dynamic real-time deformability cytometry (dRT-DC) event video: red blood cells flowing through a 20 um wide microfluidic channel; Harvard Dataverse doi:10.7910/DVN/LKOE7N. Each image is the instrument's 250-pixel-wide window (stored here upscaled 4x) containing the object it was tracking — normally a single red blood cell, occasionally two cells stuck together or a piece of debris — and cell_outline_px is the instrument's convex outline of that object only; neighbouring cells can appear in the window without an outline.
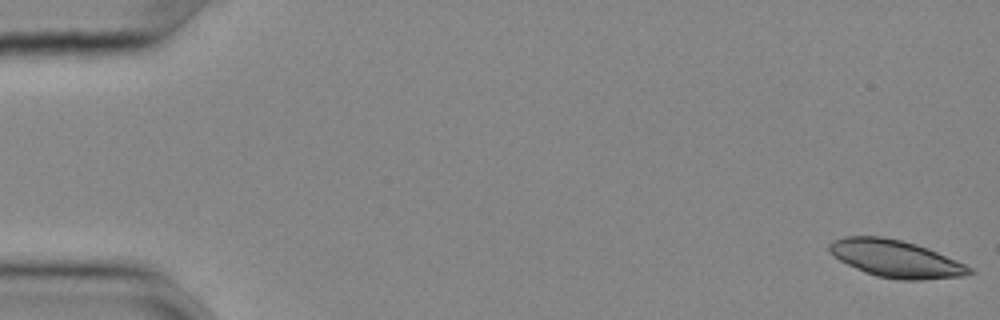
{"species": "common noctule bat (a hibernating species)", "species_latin": "Nyctalus noctula", "temperature_condition": "cold", "stored_images_in_passage": 56, "camera_frame_rate_fps": 3000, "um_per_image_px": 0.085, "animal": {"sex": "female", "body_mass_g": 25.1}, "frame": {"image": 1, "passage_image": 1, "time_ms": 0.0, "image_size_px": [1000, 320], "cell_outline_px": [[976, 272], [964, 276], [920, 280], [900, 280], [876, 276], [864, 272], [832, 256], [828, 252], [828, 244], [832, 240], [844, 236], [880, 236], [900, 240], [916, 244], [928, 248], [956, 260], [972, 268]], "centroid_in_image_um": [76.12, 21.99], "position_along_channel_um": 8.9, "area_um2": 30.52}}
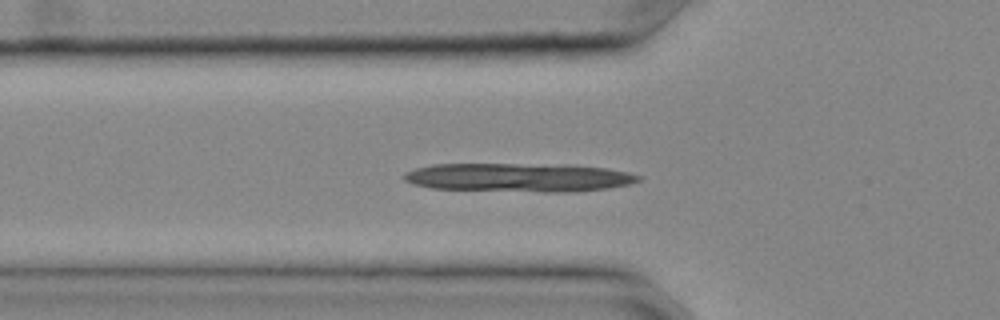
{"frame": {"image": 2, "passage_image": 19, "time_ms": 6.0, "image_size_px": [1000, 320], "cell_outline_px": [[644, 176], [640, 180], [628, 184], [608, 188], [572, 192], [540, 192], [428, 188], [412, 184], [404, 180], [404, 172], [416, 168], [432, 164], [568, 164], [608, 168], [628, 172]], "centroid_in_image_um": [44.11, 15.08], "position_along_channel_um": 81.7, "area_um2": 39.65}}
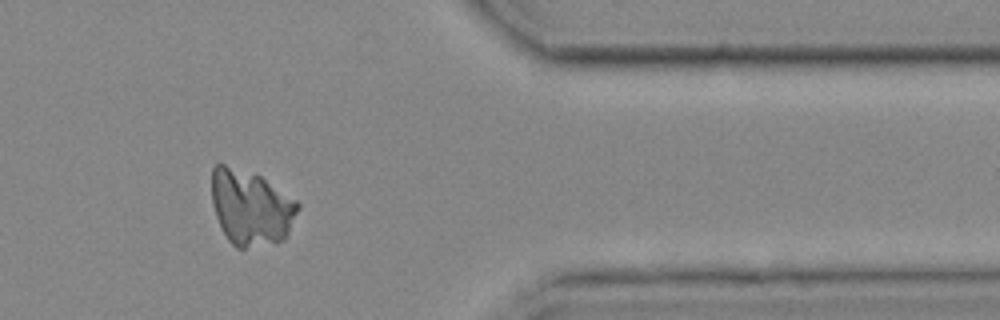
{"frame": {"image": 3, "passage_image": 46, "time_ms": 15.0, "image_size_px": [1000, 320], "cell_outline_px": [[300, 208], [284, 240], [244, 248], [236, 248], [228, 240], [216, 216], [212, 204], [212, 168], [216, 164], [224, 164], [256, 172], [296, 200], [300, 204]], "centroid_in_image_um": [21.32, 17.6], "position_along_channel_um": 390.1, "area_um2": 37.97}}